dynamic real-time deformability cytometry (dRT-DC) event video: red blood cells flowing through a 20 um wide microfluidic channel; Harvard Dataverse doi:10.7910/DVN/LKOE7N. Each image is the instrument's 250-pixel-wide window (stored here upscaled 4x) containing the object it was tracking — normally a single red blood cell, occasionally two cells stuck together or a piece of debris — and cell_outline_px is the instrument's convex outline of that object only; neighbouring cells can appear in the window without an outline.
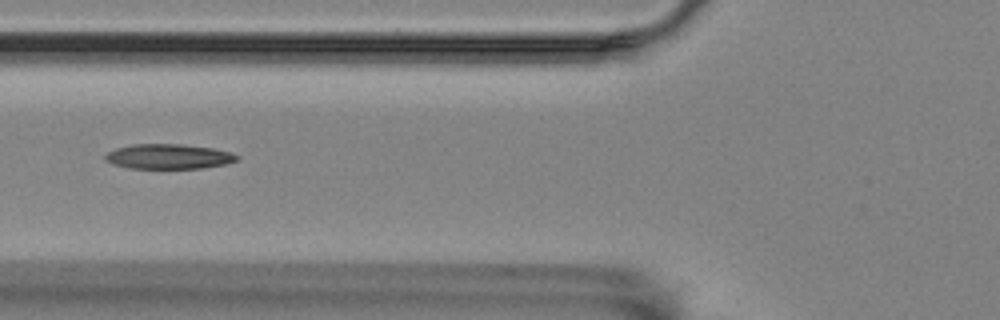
{"species": "Egyptian fruit bat (a non-hibernating species)", "species_latin": "Rousettus aegyptiacus", "temperature_condition": "room temperature", "stored_images_in_passage": 12, "camera_frame_rate_fps": 3000, "um_per_image_px": 0.085, "animal": {"sex": "female"}, "frame": {"image": 1, "passage_image": 5, "time_ms": 1.333, "image_size_px": [1000, 320], "cell_outline_px": [[240, 156], [236, 160], [224, 164], [204, 168], [128, 168], [112, 164], [104, 160], [104, 156], [108, 152], [116, 148], [132, 144], [180, 144], [212, 148], [232, 152]], "centroid_in_image_um": [14.3, 13.3], "position_along_channel_um": 111.5, "area_um2": 19.13}}
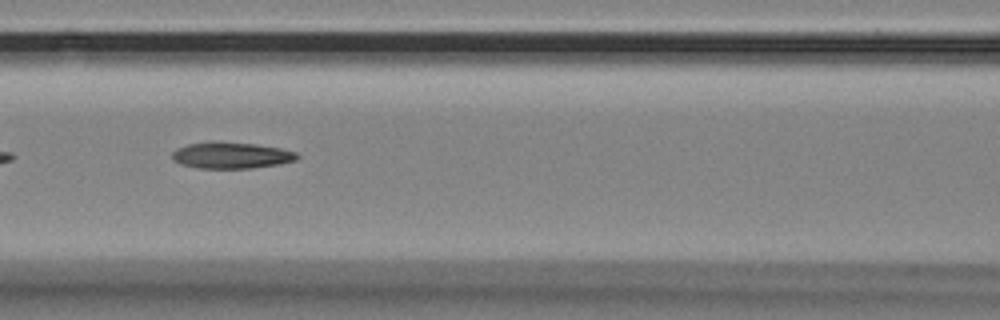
{"frame": {"image": 2, "passage_image": 8, "time_ms": 2.333, "image_size_px": [1000, 320], "cell_outline_px": [[300, 156], [296, 160], [280, 164], [252, 168], [200, 168], [180, 164], [172, 160], [172, 152], [176, 148], [188, 144], [216, 140], [256, 144], [280, 148], [296, 152]], "centroid_in_image_um": [19.64, 13.19], "position_along_channel_um": 147.0, "area_um2": 19.48}}